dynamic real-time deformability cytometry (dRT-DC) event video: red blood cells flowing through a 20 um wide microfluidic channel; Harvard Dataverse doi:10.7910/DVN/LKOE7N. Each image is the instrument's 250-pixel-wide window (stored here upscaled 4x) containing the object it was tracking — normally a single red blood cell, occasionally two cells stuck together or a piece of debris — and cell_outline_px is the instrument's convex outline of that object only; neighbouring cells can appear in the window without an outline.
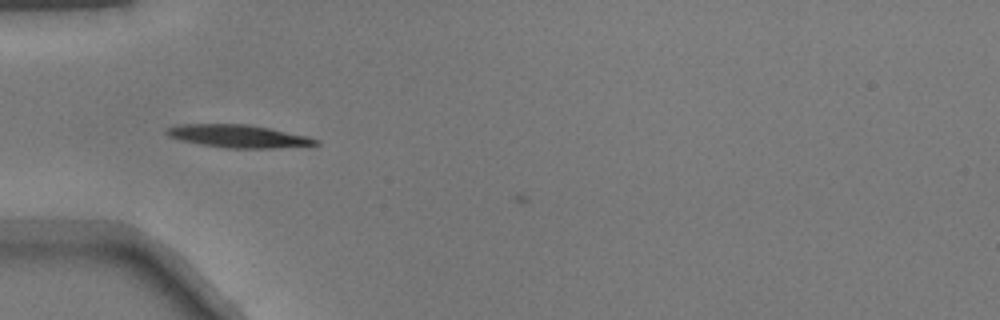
{"species": "common noctule bat (a hibernating species)", "species_latin": "Nyctalus noctula", "temperature_condition": "warm", "stored_images_in_passage": 5, "camera_frame_rate_fps": 3000, "um_per_image_px": 0.085, "animal": {"sex": "male", "body_mass_g": 17.9}, "frame": {"image": 1, "passage_image": 4, "time_ms": 1.0, "image_size_px": [1000, 320], "cell_outline_px": [[320, 144], [276, 148], [224, 148], [200, 144], [168, 136], [164, 132], [168, 128], [180, 124], [248, 124], [308, 136], [320, 140]], "centroid_in_image_um": [20.28, 11.58], "position_along_channel_um": 64.7, "area_um2": 19.65}}